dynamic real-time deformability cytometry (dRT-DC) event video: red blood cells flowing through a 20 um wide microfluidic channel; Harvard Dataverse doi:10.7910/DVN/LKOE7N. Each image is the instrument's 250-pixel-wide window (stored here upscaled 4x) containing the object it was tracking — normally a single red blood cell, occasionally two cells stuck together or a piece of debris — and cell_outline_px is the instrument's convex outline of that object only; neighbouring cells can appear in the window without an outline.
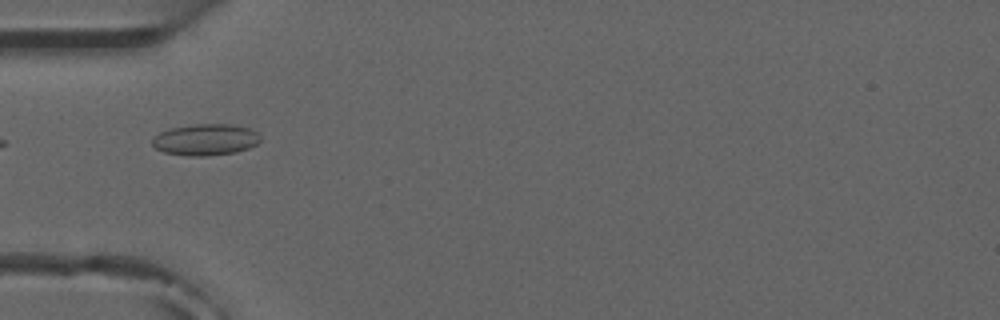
{"species": "common noctule bat (a hibernating species)", "species_latin": "Nyctalus noctula", "temperature_condition": "room temperature", "stored_images_in_passage": 5, "camera_frame_rate_fps": 3000, "um_per_image_px": 0.085, "animal": {"sex": "male", "forearm_length_mm": 52.5}, "frame": {"image": 1, "passage_image": 3, "time_ms": 2.333, "image_size_px": [1000, 320], "cell_outline_px": [[260, 140], [256, 144], [248, 148], [236, 152], [204, 156], [192, 156], [164, 152], [156, 148], [152, 144], [152, 140], [160, 132], [172, 128], [192, 124], [232, 124], [248, 128], [256, 132], [260, 136]], "centroid_in_image_um": [17.48, 11.86], "position_along_channel_um": 67.5, "area_um2": 19.59}}
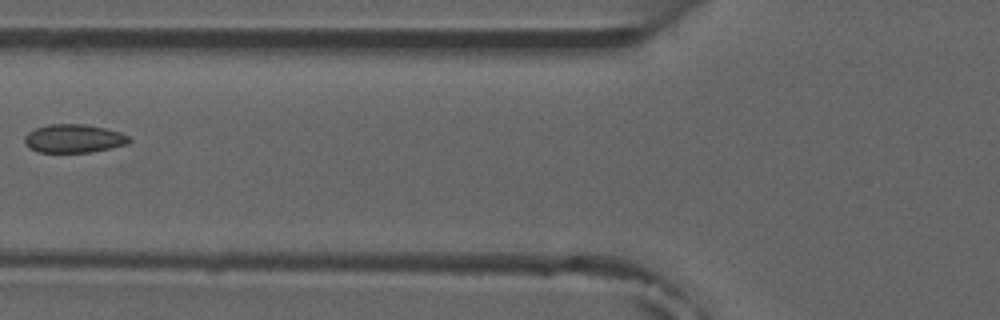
{"frame": {"image": 2, "passage_image": 4, "time_ms": 3.667, "image_size_px": [1000, 320], "cell_outline_px": [[132, 140], [128, 144], [112, 148], [92, 152], [36, 152], [28, 148], [24, 140], [24, 136], [28, 132], [36, 128], [48, 124], [84, 124], [104, 128], [120, 132], [128, 136]], "centroid_in_image_um": [6.26, 11.78], "position_along_channel_um": 119.5, "area_um2": 17.46}}
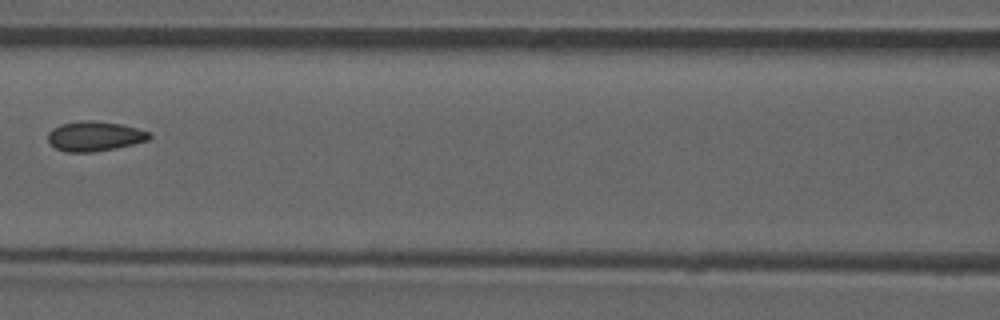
{"frame": {"image": 3, "passage_image": 5, "time_ms": 4.667, "image_size_px": [1000, 320], "cell_outline_px": [[152, 136], [148, 140], [116, 148], [92, 152], [68, 152], [56, 148], [48, 140], [48, 132], [52, 128], [60, 124], [80, 120], [92, 120], [120, 124], [152, 132]], "centroid_in_image_um": [8.05, 11.57], "position_along_channel_um": 158.6, "area_um2": 17.63}}